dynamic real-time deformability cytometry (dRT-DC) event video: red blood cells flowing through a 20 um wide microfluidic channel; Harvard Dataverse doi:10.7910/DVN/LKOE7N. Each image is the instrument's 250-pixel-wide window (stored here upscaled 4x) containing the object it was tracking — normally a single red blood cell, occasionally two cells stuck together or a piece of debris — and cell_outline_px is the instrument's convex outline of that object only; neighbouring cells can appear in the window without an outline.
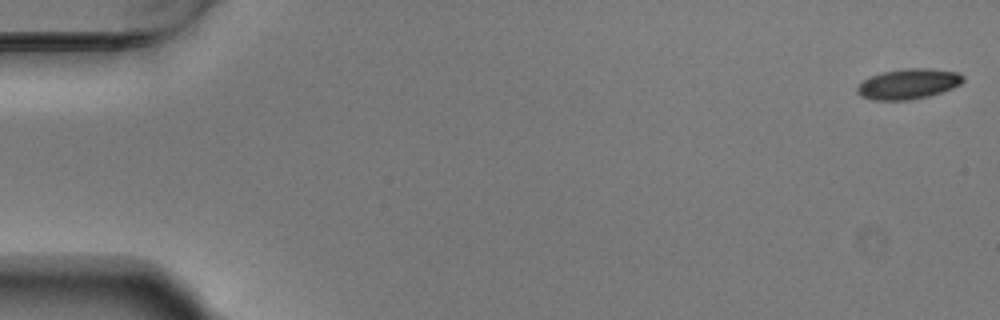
{"species": "Egyptian fruit bat (a non-hibernating species)", "species_latin": "Rousettus aegyptiacus", "temperature_condition": "warm", "stored_images_in_passage": 11, "camera_frame_rate_fps": 3000, "um_per_image_px": 0.085, "animal": {"sex": "male"}, "frame": {"image": 1, "passage_image": 1, "time_ms": 0.0, "image_size_px": [1000, 320], "cell_outline_px": [[964, 80], [960, 84], [952, 88], [928, 96], [908, 100], [872, 100], [860, 96], [856, 92], [856, 88], [864, 80], [872, 76], [884, 72], [904, 68], [932, 68], [956, 72], [964, 76]], "centroid_in_image_um": [77.2, 7.13], "position_along_channel_um": 7.8, "area_um2": 18.61}}